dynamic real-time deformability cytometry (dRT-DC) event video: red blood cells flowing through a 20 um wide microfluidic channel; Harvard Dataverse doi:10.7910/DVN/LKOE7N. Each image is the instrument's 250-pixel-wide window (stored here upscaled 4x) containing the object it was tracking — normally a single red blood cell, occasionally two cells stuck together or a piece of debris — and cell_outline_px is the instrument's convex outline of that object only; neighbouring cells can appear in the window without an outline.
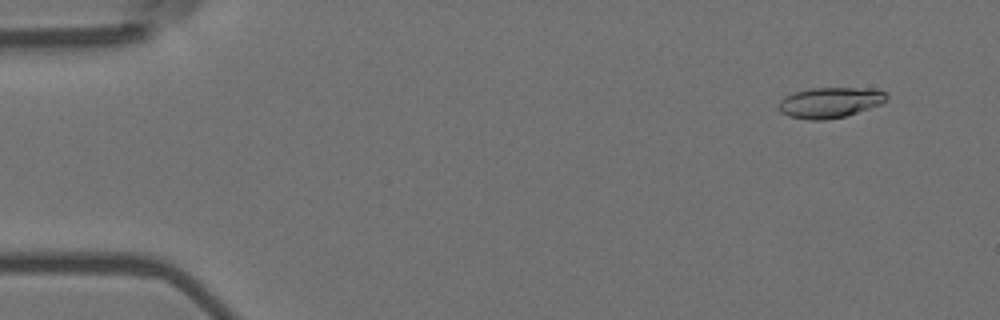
{"species": "Egyptian fruit bat (a non-hibernating species)", "species_latin": "Rousettus aegyptiacus", "temperature_condition": "room temperature", "stored_images_in_passage": 10, "camera_frame_rate_fps": 3000, "um_per_image_px": 0.085, "animal": {"sex": "female"}, "frame": {"image": 1, "passage_image": 1, "time_ms": 0.0, "image_size_px": [1000, 320], "cell_outline_px": [[888, 100], [884, 104], [844, 116], [824, 120], [808, 120], [788, 116], [780, 112], [780, 100], [784, 96], [792, 92], [808, 88], [876, 88], [888, 92]], "centroid_in_image_um": [70.6, 8.7], "position_along_channel_um": 14.4, "area_um2": 19.59}}
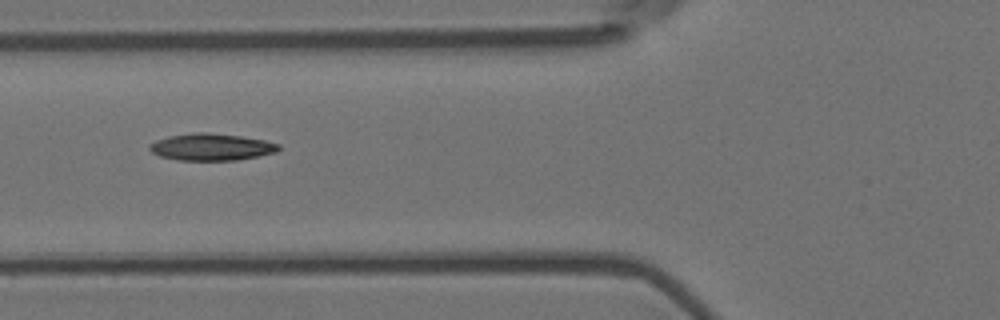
{"frame": {"image": 2, "passage_image": 6, "time_ms": 1.667, "image_size_px": [1000, 320], "cell_outline_px": [[280, 148], [276, 152], [236, 160], [180, 160], [160, 156], [152, 152], [148, 148], [148, 144], [156, 140], [168, 136], [192, 132], [208, 132], [240, 136], [264, 140], [280, 144]], "centroid_in_image_um": [17.93, 12.48], "position_along_channel_um": 107.9, "area_um2": 20.23}}
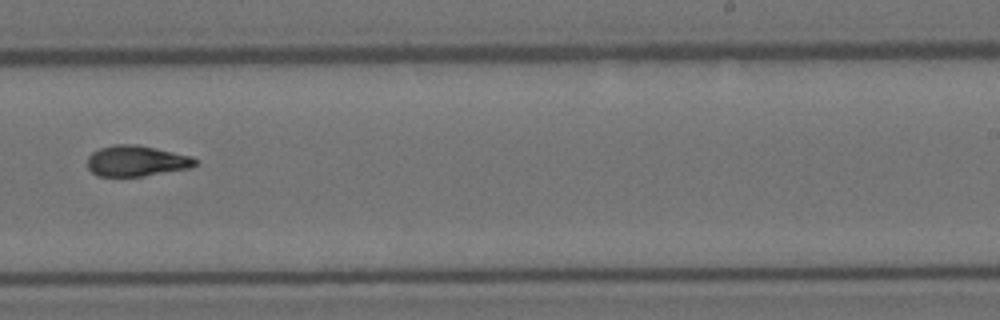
{"frame": {"image": 3, "passage_image": 10, "time_ms": 3.0, "image_size_px": [1000, 320], "cell_outline_px": [[196, 164], [188, 168], [144, 176], [96, 176], [88, 168], [88, 156], [92, 152], [100, 148], [112, 144], [136, 144], [192, 156], [196, 160]], "centroid_in_image_um": [11.56, 13.67], "position_along_channel_um": 277.4, "area_um2": 19.25}}